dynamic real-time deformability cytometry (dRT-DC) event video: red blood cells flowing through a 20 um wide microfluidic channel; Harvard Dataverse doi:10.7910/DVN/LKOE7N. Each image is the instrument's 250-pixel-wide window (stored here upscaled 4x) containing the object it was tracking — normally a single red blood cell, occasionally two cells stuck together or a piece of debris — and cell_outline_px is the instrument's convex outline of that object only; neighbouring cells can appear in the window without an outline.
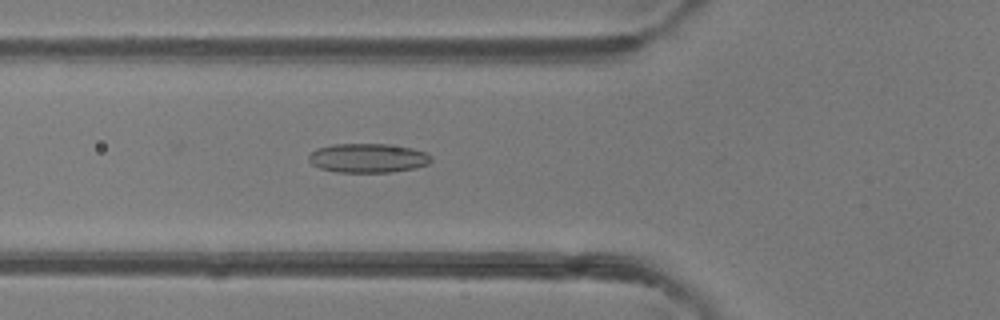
{"species": "common noctule bat (a hibernating species)", "species_latin": "Nyctalus noctula", "temperature_condition": "room temperature", "stored_images_in_passage": 39, "camera_frame_rate_fps": 3000, "um_per_image_px": 0.085, "animal": {"sex": "female"}, "frame": {"image": 1, "passage_image": 12, "time_ms": 3.667, "image_size_px": [1000, 320], "cell_outline_px": [[432, 160], [428, 164], [416, 168], [392, 172], [336, 172], [320, 168], [312, 164], [308, 160], [308, 156], [316, 148], [332, 144], [388, 144], [412, 148], [428, 152], [432, 156]], "centroid_in_image_um": [31.3, 13.43], "position_along_channel_um": 94.5, "area_um2": 21.04}}
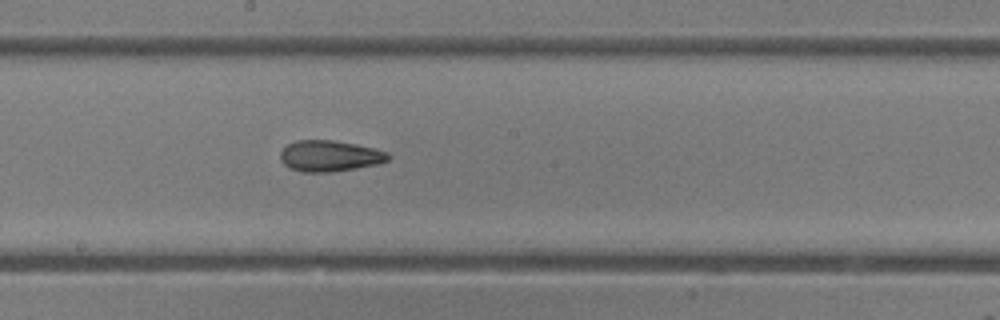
{"frame": {"image": 2, "passage_image": 21, "time_ms": 6.667, "image_size_px": [1000, 320], "cell_outline_px": [[392, 156], [388, 160], [380, 164], [332, 172], [300, 172], [288, 168], [280, 160], [280, 152], [288, 144], [296, 140], [332, 140], [356, 144], [376, 148], [388, 152]], "centroid_in_image_um": [28.04, 13.26], "position_along_channel_um": 220.2, "area_um2": 19.83}}
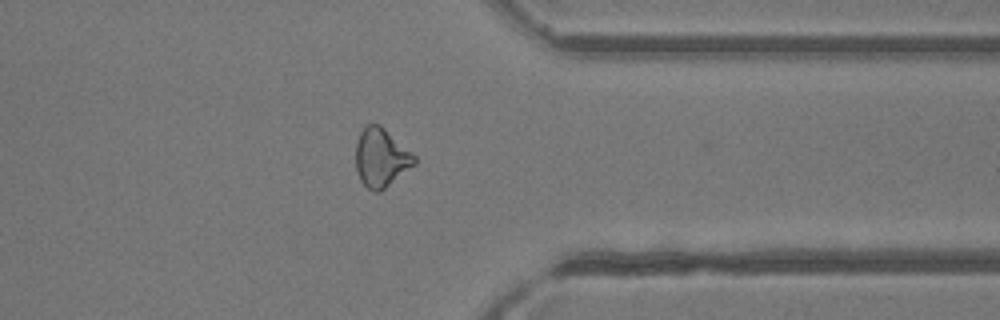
{"frame": {"image": 3, "passage_image": 33, "time_ms": 10.667, "image_size_px": [1000, 320], "cell_outline_px": [[416, 164], [380, 192], [376, 192], [368, 188], [360, 180], [356, 168], [356, 144], [360, 132], [368, 124], [380, 124], [412, 152], [416, 156]], "centroid_in_image_um": [32.4, 13.41], "position_along_channel_um": 379.0, "area_um2": 20.0}, "authors_computed_cell_mechanics": {"area_um2": 19.9988, "velocity_mm_per_s": 4.1584, "shape_relaxation_time_tau1_ms": 8.357, "shape_relaxation_time_tau2_ms": 2.4004, "deformation_change_tau1": 0.1751, "deformation_change_tau2": 0.1005}}